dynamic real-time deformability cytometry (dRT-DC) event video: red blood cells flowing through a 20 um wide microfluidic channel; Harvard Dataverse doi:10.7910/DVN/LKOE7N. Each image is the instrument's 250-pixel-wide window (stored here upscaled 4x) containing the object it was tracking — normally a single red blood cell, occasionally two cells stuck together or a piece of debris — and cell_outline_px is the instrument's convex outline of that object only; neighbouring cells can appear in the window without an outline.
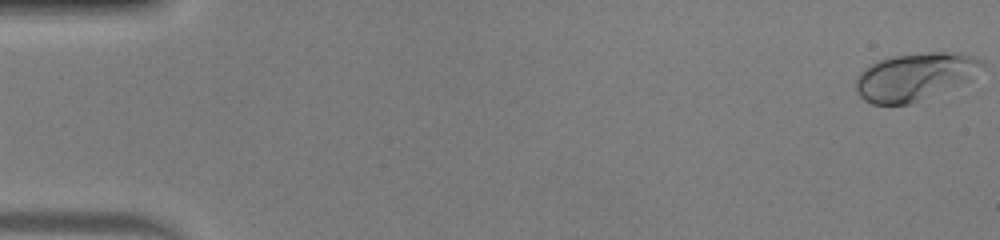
{"species": "human", "species_latin": "Homo sapiens", "temperature_condition": "warm", "stored_images_in_passage": 51, "camera_frame_rate_fps": 3000, "um_per_image_px": 0.085, "donor": {"sex": "male"}, "frame": {"image": 1, "passage_image": 1, "time_ms": 0.0, "image_size_px": [1000, 240], "cell_outline_px": [[984, 64], [972, 80], [912, 104], [872, 104], [864, 100], [856, 92], [856, 76], [864, 68], [880, 60], [892, 56], [928, 52], [960, 52], [972, 56], [980, 60]], "centroid_in_image_um": [77.77, 6.52], "position_along_channel_um": 7.2, "area_um2": 35.14}}
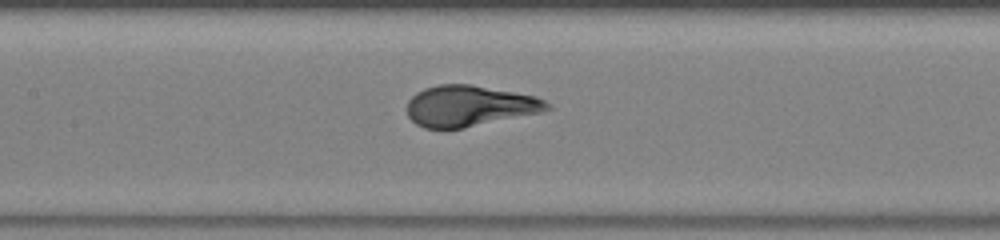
{"frame": {"image": 2, "passage_image": 25, "time_ms": 8.0, "image_size_px": [1000, 240], "cell_outline_px": [[552, 108], [540, 112], [464, 128], [424, 128], [416, 124], [408, 116], [408, 100], [416, 92], [424, 88], [440, 84], [472, 84], [536, 96], [552, 104]], "centroid_in_image_um": [39.9, 8.99], "position_along_channel_um": 167.5, "area_um2": 33.35}}
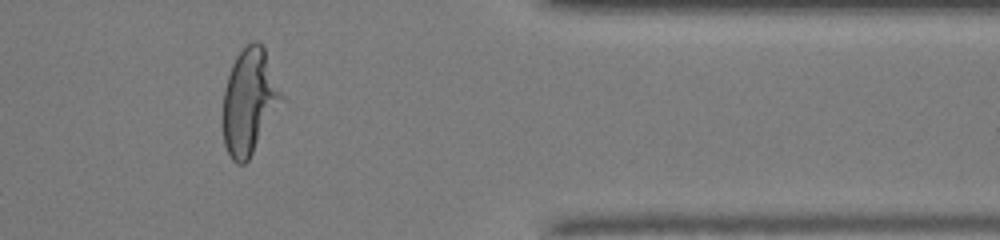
{"frame": {"image": 3, "passage_image": 43, "time_ms": 14.0, "image_size_px": [1000, 240], "cell_outline_px": [[284, 96], [248, 160], [244, 164], [236, 164], [232, 160], [224, 144], [224, 88], [232, 64], [236, 56], [252, 40], [256, 40], [264, 48]], "centroid_in_image_um": [21.18, 8.6], "position_along_channel_um": 390.2, "area_um2": 35.14}}